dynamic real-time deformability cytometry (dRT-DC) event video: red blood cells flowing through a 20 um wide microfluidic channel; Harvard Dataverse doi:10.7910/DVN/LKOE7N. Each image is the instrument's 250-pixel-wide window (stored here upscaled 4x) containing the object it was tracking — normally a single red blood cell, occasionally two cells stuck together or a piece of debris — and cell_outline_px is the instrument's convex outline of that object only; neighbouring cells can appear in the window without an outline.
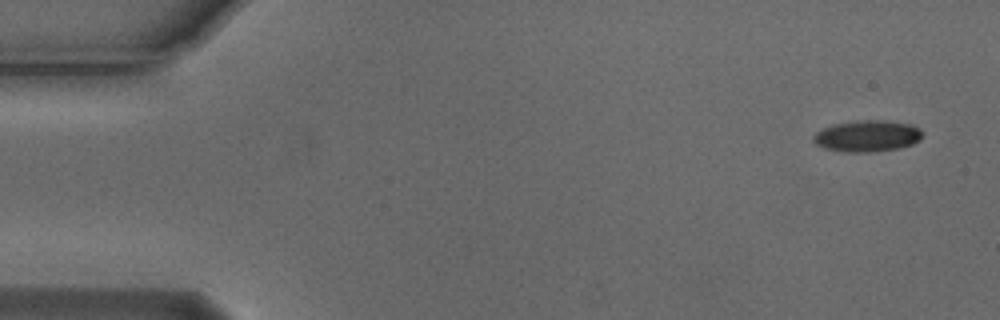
{"species": "Egyptian fruit bat (a non-hibernating species)", "species_latin": "Rousettus aegyptiacus", "temperature_condition": "cold", "stored_images_in_passage": 4, "camera_frame_rate_fps": 3000, "um_per_image_px": 0.085, "animal": {"sex": "male"}, "frame": {"image": 1, "passage_image": 1, "time_ms": 0.0, "image_size_px": [1000, 320], "cell_outline_px": [[920, 140], [912, 144], [896, 148], [868, 152], [844, 152], [824, 148], [816, 144], [812, 140], [812, 136], [816, 132], [832, 124], [864, 120], [876, 120], [912, 124], [920, 128]], "centroid_in_image_um": [73.67, 11.56], "position_along_channel_um": 11.3, "area_um2": 19.71}}
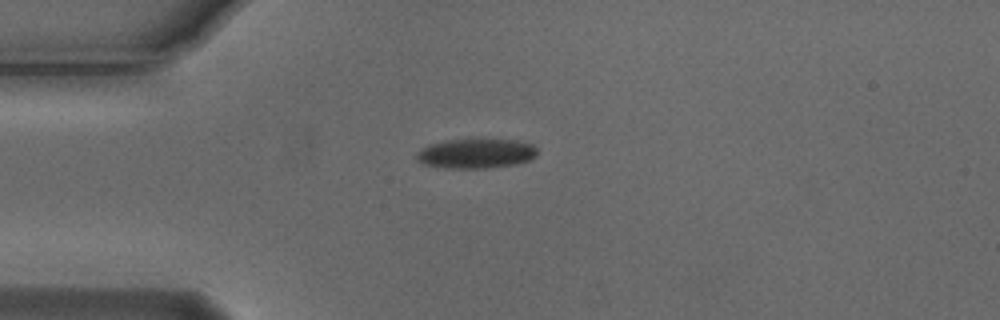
{"frame": {"image": 2, "passage_image": 4, "time_ms": 1.0, "image_size_px": [1000, 320], "cell_outline_px": [[536, 156], [528, 160], [516, 164], [488, 168], [444, 168], [424, 164], [416, 160], [416, 152], [428, 144], [444, 140], [516, 140], [532, 144], [536, 148]], "centroid_in_image_um": [40.42, 13.05], "position_along_channel_um": 44.6, "area_um2": 20.81}}